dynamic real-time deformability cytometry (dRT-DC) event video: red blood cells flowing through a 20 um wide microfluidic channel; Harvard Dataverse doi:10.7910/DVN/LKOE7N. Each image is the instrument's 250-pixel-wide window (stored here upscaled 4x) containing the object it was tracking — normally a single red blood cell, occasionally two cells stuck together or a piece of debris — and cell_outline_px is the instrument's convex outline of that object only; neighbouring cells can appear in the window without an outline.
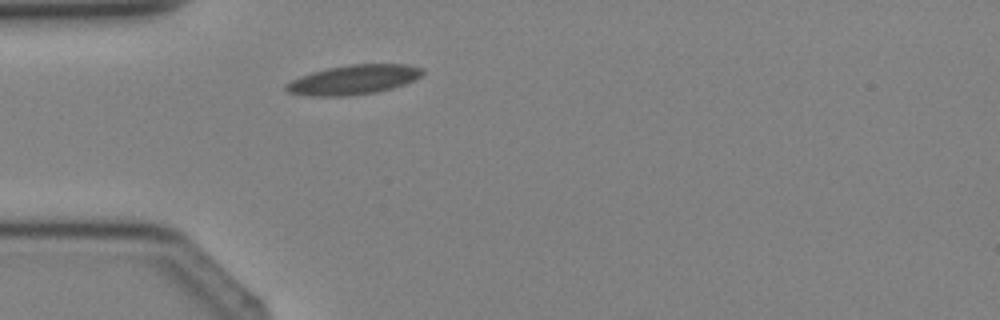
{"species": "Egyptian fruit bat (a non-hibernating species)", "species_latin": "Rousettus aegyptiacus", "temperature_condition": "cold", "stored_images_in_passage": 2, "camera_frame_rate_fps": 3000, "um_per_image_px": 0.085, "animal": {"sex": "female"}, "frame": {"image": 1, "passage_image": 2, "time_ms": 1.0, "image_size_px": [1000, 320], "cell_outline_px": [[424, 72], [420, 76], [404, 84], [392, 88], [376, 92], [352, 96], [308, 96], [288, 92], [284, 88], [284, 84], [300, 76], [312, 72], [328, 68], [348, 64], [404, 64], [424, 68]], "centroid_in_image_um": [30.02, 6.78], "position_along_channel_um": 55.0, "area_um2": 23.52}}